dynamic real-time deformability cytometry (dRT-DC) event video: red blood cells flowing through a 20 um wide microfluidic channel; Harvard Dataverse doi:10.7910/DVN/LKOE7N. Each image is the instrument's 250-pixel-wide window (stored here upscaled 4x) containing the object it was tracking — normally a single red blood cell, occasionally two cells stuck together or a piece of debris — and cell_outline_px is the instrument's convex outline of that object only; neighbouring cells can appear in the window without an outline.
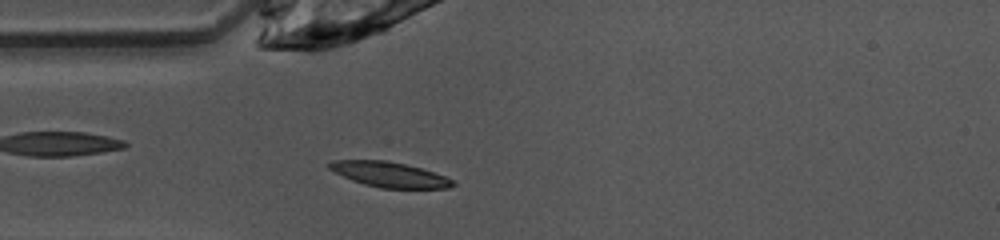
{"species": "common noctule bat (a hibernating species)", "species_latin": "Nyctalus noctula", "temperature_condition": "warm", "stored_images_in_passage": 39, "camera_frame_rate_fps": 3000, "um_per_image_px": 0.085, "animal": {"sex": "female", "body_mass_g": 10.0, "forearm_length_mm": 53.1}, "frame": {"image": 1, "passage_image": 3, "time_ms": 0.667, "image_size_px": [1000, 240], "cell_outline_px": [[456, 184], [448, 188], [380, 188], [364, 184], [352, 180], [328, 168], [328, 164], [332, 160], [388, 160], [420, 168], [444, 176], [452, 180]], "centroid_in_image_um": [33.08, 14.83], "position_along_channel_um": 51.9, "area_um2": 17.86}}
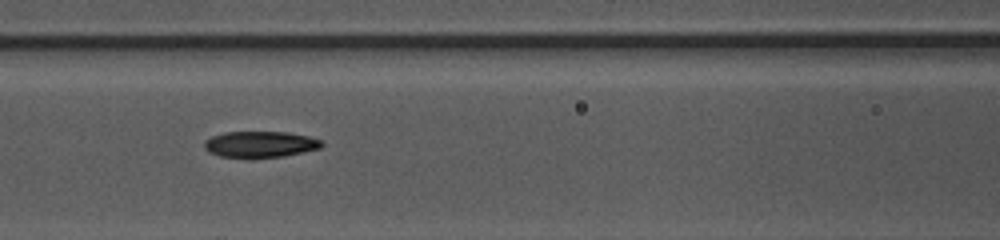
{"frame": {"image": 2, "passage_image": 10, "time_ms": 3.0, "image_size_px": [1000, 240], "cell_outline_px": [[324, 144], [320, 148], [304, 152], [284, 156], [220, 156], [208, 152], [204, 148], [204, 140], [212, 136], [224, 132], [288, 132], [308, 136], [320, 140]], "centroid_in_image_um": [22.11, 12.24], "position_along_channel_um": 144.5, "area_um2": 17.57}}
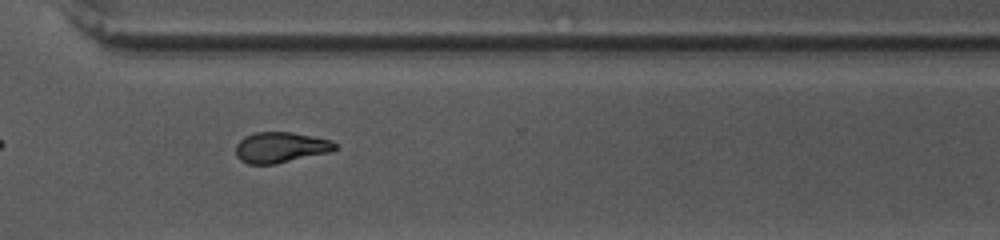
{"frame": {"image": 3, "passage_image": 25, "time_ms": 8.0, "image_size_px": [1000, 240], "cell_outline_px": [[336, 148], [328, 152], [276, 164], [248, 164], [240, 160], [236, 156], [236, 144], [244, 136], [256, 132], [292, 132], [332, 140], [336, 144]], "centroid_in_image_um": [23.81, 12.52], "position_along_channel_um": 346.8, "area_um2": 17.69}, "authors_computed_cell_mechanics": {"area_um2": 17.918, "velocity_mm_per_s": 4.0548, "shape_relaxation_time_tau1_ms": 7.2858, "shape_relaxation_time_tau2_ms": 1.4843, "deformation_change_tau1": 0.2009, "deformation_change_tau2": 0.0872}}